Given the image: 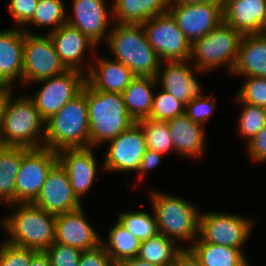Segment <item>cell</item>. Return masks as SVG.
<instances>
[{
  "label": "cell",
  "instance_id": "277c9868",
  "mask_svg": "<svg viewBox=\"0 0 266 266\" xmlns=\"http://www.w3.org/2000/svg\"><path fill=\"white\" fill-rule=\"evenodd\" d=\"M44 147L55 152L89 147L86 84L80 94L45 121Z\"/></svg>",
  "mask_w": 266,
  "mask_h": 266
},
{
  "label": "cell",
  "instance_id": "3957f363",
  "mask_svg": "<svg viewBox=\"0 0 266 266\" xmlns=\"http://www.w3.org/2000/svg\"><path fill=\"white\" fill-rule=\"evenodd\" d=\"M86 100L89 147L105 144L136 123L126 110L122 93L98 91L86 82Z\"/></svg>",
  "mask_w": 266,
  "mask_h": 266
},
{
  "label": "cell",
  "instance_id": "8d00e7d4",
  "mask_svg": "<svg viewBox=\"0 0 266 266\" xmlns=\"http://www.w3.org/2000/svg\"><path fill=\"white\" fill-rule=\"evenodd\" d=\"M246 81L236 97L244 103L266 108V77L243 76Z\"/></svg>",
  "mask_w": 266,
  "mask_h": 266
},
{
  "label": "cell",
  "instance_id": "7a4b0ae2",
  "mask_svg": "<svg viewBox=\"0 0 266 266\" xmlns=\"http://www.w3.org/2000/svg\"><path fill=\"white\" fill-rule=\"evenodd\" d=\"M114 23L106 41L113 58L134 76L156 78L161 60L149 44L143 25Z\"/></svg>",
  "mask_w": 266,
  "mask_h": 266
},
{
  "label": "cell",
  "instance_id": "7bdbcfd3",
  "mask_svg": "<svg viewBox=\"0 0 266 266\" xmlns=\"http://www.w3.org/2000/svg\"><path fill=\"white\" fill-rule=\"evenodd\" d=\"M248 156L256 163H266V126L247 142Z\"/></svg>",
  "mask_w": 266,
  "mask_h": 266
},
{
  "label": "cell",
  "instance_id": "7c38bea8",
  "mask_svg": "<svg viewBox=\"0 0 266 266\" xmlns=\"http://www.w3.org/2000/svg\"><path fill=\"white\" fill-rule=\"evenodd\" d=\"M57 162V152L49 148L29 149L22 157L16 178V203H33Z\"/></svg>",
  "mask_w": 266,
  "mask_h": 266
},
{
  "label": "cell",
  "instance_id": "6da1fadb",
  "mask_svg": "<svg viewBox=\"0 0 266 266\" xmlns=\"http://www.w3.org/2000/svg\"><path fill=\"white\" fill-rule=\"evenodd\" d=\"M10 216L2 218L1 225L8 233L7 243L45 251L55 242L56 216L33 203H15Z\"/></svg>",
  "mask_w": 266,
  "mask_h": 266
},
{
  "label": "cell",
  "instance_id": "8992f818",
  "mask_svg": "<svg viewBox=\"0 0 266 266\" xmlns=\"http://www.w3.org/2000/svg\"><path fill=\"white\" fill-rule=\"evenodd\" d=\"M148 192H150L152 210L156 217L159 233L176 242L183 241V244L189 242V246H186L189 248L198 238L201 212L182 197L156 190Z\"/></svg>",
  "mask_w": 266,
  "mask_h": 266
},
{
  "label": "cell",
  "instance_id": "1f68e13d",
  "mask_svg": "<svg viewBox=\"0 0 266 266\" xmlns=\"http://www.w3.org/2000/svg\"><path fill=\"white\" fill-rule=\"evenodd\" d=\"M117 221L140 241L159 234L155 214L146 211H124L119 214Z\"/></svg>",
  "mask_w": 266,
  "mask_h": 266
},
{
  "label": "cell",
  "instance_id": "52a82bcc",
  "mask_svg": "<svg viewBox=\"0 0 266 266\" xmlns=\"http://www.w3.org/2000/svg\"><path fill=\"white\" fill-rule=\"evenodd\" d=\"M242 36L239 31L222 21L212 31L191 44L189 60L201 73L216 70L224 65L229 73H232Z\"/></svg>",
  "mask_w": 266,
  "mask_h": 266
},
{
  "label": "cell",
  "instance_id": "ab89813d",
  "mask_svg": "<svg viewBox=\"0 0 266 266\" xmlns=\"http://www.w3.org/2000/svg\"><path fill=\"white\" fill-rule=\"evenodd\" d=\"M45 252L49 256L50 266H78L82 250L54 242Z\"/></svg>",
  "mask_w": 266,
  "mask_h": 266
},
{
  "label": "cell",
  "instance_id": "7dc6e473",
  "mask_svg": "<svg viewBox=\"0 0 266 266\" xmlns=\"http://www.w3.org/2000/svg\"><path fill=\"white\" fill-rule=\"evenodd\" d=\"M30 266H50L48 254L45 251H37L31 258Z\"/></svg>",
  "mask_w": 266,
  "mask_h": 266
},
{
  "label": "cell",
  "instance_id": "ac0fdd59",
  "mask_svg": "<svg viewBox=\"0 0 266 266\" xmlns=\"http://www.w3.org/2000/svg\"><path fill=\"white\" fill-rule=\"evenodd\" d=\"M48 35L52 39L56 52L65 68L67 70H77L87 75L91 64L88 62L89 65L86 66L84 55L87 49L96 53L97 45L79 29L68 23L62 24Z\"/></svg>",
  "mask_w": 266,
  "mask_h": 266
},
{
  "label": "cell",
  "instance_id": "816d5d0a",
  "mask_svg": "<svg viewBox=\"0 0 266 266\" xmlns=\"http://www.w3.org/2000/svg\"><path fill=\"white\" fill-rule=\"evenodd\" d=\"M263 34L266 35V22L265 25L263 26Z\"/></svg>",
  "mask_w": 266,
  "mask_h": 266
},
{
  "label": "cell",
  "instance_id": "9a60e30c",
  "mask_svg": "<svg viewBox=\"0 0 266 266\" xmlns=\"http://www.w3.org/2000/svg\"><path fill=\"white\" fill-rule=\"evenodd\" d=\"M168 12L191 44L223 21V9L212 3L170 5Z\"/></svg>",
  "mask_w": 266,
  "mask_h": 266
},
{
  "label": "cell",
  "instance_id": "83f0119b",
  "mask_svg": "<svg viewBox=\"0 0 266 266\" xmlns=\"http://www.w3.org/2000/svg\"><path fill=\"white\" fill-rule=\"evenodd\" d=\"M28 150L0 145V200L8 206L16 203V178L22 157Z\"/></svg>",
  "mask_w": 266,
  "mask_h": 266
},
{
  "label": "cell",
  "instance_id": "2e32d148",
  "mask_svg": "<svg viewBox=\"0 0 266 266\" xmlns=\"http://www.w3.org/2000/svg\"><path fill=\"white\" fill-rule=\"evenodd\" d=\"M105 0H73L72 16H67V23L79 29L97 46L107 41L110 20L113 22L112 9L108 11ZM108 30V31H107ZM99 44V45H98Z\"/></svg>",
  "mask_w": 266,
  "mask_h": 266
},
{
  "label": "cell",
  "instance_id": "c3c4849f",
  "mask_svg": "<svg viewBox=\"0 0 266 266\" xmlns=\"http://www.w3.org/2000/svg\"><path fill=\"white\" fill-rule=\"evenodd\" d=\"M115 266H158V265L152 264L150 262L141 260L138 257H135L119 261L115 264Z\"/></svg>",
  "mask_w": 266,
  "mask_h": 266
},
{
  "label": "cell",
  "instance_id": "d590c367",
  "mask_svg": "<svg viewBox=\"0 0 266 266\" xmlns=\"http://www.w3.org/2000/svg\"><path fill=\"white\" fill-rule=\"evenodd\" d=\"M186 106L165 90L154 92L149 119L168 121L185 114Z\"/></svg>",
  "mask_w": 266,
  "mask_h": 266
},
{
  "label": "cell",
  "instance_id": "4316f807",
  "mask_svg": "<svg viewBox=\"0 0 266 266\" xmlns=\"http://www.w3.org/2000/svg\"><path fill=\"white\" fill-rule=\"evenodd\" d=\"M158 83L155 77L135 76L122 92L127 112L136 121L150 116L154 89Z\"/></svg>",
  "mask_w": 266,
  "mask_h": 266
},
{
  "label": "cell",
  "instance_id": "f35d334b",
  "mask_svg": "<svg viewBox=\"0 0 266 266\" xmlns=\"http://www.w3.org/2000/svg\"><path fill=\"white\" fill-rule=\"evenodd\" d=\"M37 251L12 245L4 240L0 245V266H30L31 258Z\"/></svg>",
  "mask_w": 266,
  "mask_h": 266
},
{
  "label": "cell",
  "instance_id": "b9f144b4",
  "mask_svg": "<svg viewBox=\"0 0 266 266\" xmlns=\"http://www.w3.org/2000/svg\"><path fill=\"white\" fill-rule=\"evenodd\" d=\"M111 257L100 244L98 247L82 251L78 266H114Z\"/></svg>",
  "mask_w": 266,
  "mask_h": 266
},
{
  "label": "cell",
  "instance_id": "603a6c76",
  "mask_svg": "<svg viewBox=\"0 0 266 266\" xmlns=\"http://www.w3.org/2000/svg\"><path fill=\"white\" fill-rule=\"evenodd\" d=\"M172 136L174 152L186 158H200L206 152L203 125L193 122L186 114L167 121Z\"/></svg>",
  "mask_w": 266,
  "mask_h": 266
},
{
  "label": "cell",
  "instance_id": "4dcf8cb0",
  "mask_svg": "<svg viewBox=\"0 0 266 266\" xmlns=\"http://www.w3.org/2000/svg\"><path fill=\"white\" fill-rule=\"evenodd\" d=\"M101 245L105 248L114 264L119 261L135 258L138 255L141 241L127 231L118 221L107 233Z\"/></svg>",
  "mask_w": 266,
  "mask_h": 266
},
{
  "label": "cell",
  "instance_id": "8fae6325",
  "mask_svg": "<svg viewBox=\"0 0 266 266\" xmlns=\"http://www.w3.org/2000/svg\"><path fill=\"white\" fill-rule=\"evenodd\" d=\"M38 83L44 84L34 96L30 95L29 98L46 121L82 92L86 84V74L77 70H66L60 75Z\"/></svg>",
  "mask_w": 266,
  "mask_h": 266
},
{
  "label": "cell",
  "instance_id": "7402d4cb",
  "mask_svg": "<svg viewBox=\"0 0 266 266\" xmlns=\"http://www.w3.org/2000/svg\"><path fill=\"white\" fill-rule=\"evenodd\" d=\"M24 30L19 27L0 32V86L13 87L22 80Z\"/></svg>",
  "mask_w": 266,
  "mask_h": 266
},
{
  "label": "cell",
  "instance_id": "681fc988",
  "mask_svg": "<svg viewBox=\"0 0 266 266\" xmlns=\"http://www.w3.org/2000/svg\"><path fill=\"white\" fill-rule=\"evenodd\" d=\"M201 3V0H169V5H188Z\"/></svg>",
  "mask_w": 266,
  "mask_h": 266
},
{
  "label": "cell",
  "instance_id": "5bb4252c",
  "mask_svg": "<svg viewBox=\"0 0 266 266\" xmlns=\"http://www.w3.org/2000/svg\"><path fill=\"white\" fill-rule=\"evenodd\" d=\"M33 204L55 216L83 207L82 201L73 192L66 169L59 161L49 171Z\"/></svg>",
  "mask_w": 266,
  "mask_h": 266
},
{
  "label": "cell",
  "instance_id": "ee69618b",
  "mask_svg": "<svg viewBox=\"0 0 266 266\" xmlns=\"http://www.w3.org/2000/svg\"><path fill=\"white\" fill-rule=\"evenodd\" d=\"M162 156L164 155L151 149H147L144 152L138 171H137L138 178L140 181L143 180L145 174L148 171L152 170L153 168L155 169L156 166H158L161 163Z\"/></svg>",
  "mask_w": 266,
  "mask_h": 266
},
{
  "label": "cell",
  "instance_id": "f6af8a7d",
  "mask_svg": "<svg viewBox=\"0 0 266 266\" xmlns=\"http://www.w3.org/2000/svg\"><path fill=\"white\" fill-rule=\"evenodd\" d=\"M174 266H201V263L189 248H184L177 255Z\"/></svg>",
  "mask_w": 266,
  "mask_h": 266
},
{
  "label": "cell",
  "instance_id": "30bf717a",
  "mask_svg": "<svg viewBox=\"0 0 266 266\" xmlns=\"http://www.w3.org/2000/svg\"><path fill=\"white\" fill-rule=\"evenodd\" d=\"M147 39L161 62L190 58L191 43L169 13L155 15L143 24Z\"/></svg>",
  "mask_w": 266,
  "mask_h": 266
},
{
  "label": "cell",
  "instance_id": "f5cc1de1",
  "mask_svg": "<svg viewBox=\"0 0 266 266\" xmlns=\"http://www.w3.org/2000/svg\"><path fill=\"white\" fill-rule=\"evenodd\" d=\"M241 266H251L250 265V262H248V260L243 264V265H241Z\"/></svg>",
  "mask_w": 266,
  "mask_h": 266
},
{
  "label": "cell",
  "instance_id": "44dd1931",
  "mask_svg": "<svg viewBox=\"0 0 266 266\" xmlns=\"http://www.w3.org/2000/svg\"><path fill=\"white\" fill-rule=\"evenodd\" d=\"M223 21L242 35L263 34L266 0H226Z\"/></svg>",
  "mask_w": 266,
  "mask_h": 266
},
{
  "label": "cell",
  "instance_id": "d4e9b609",
  "mask_svg": "<svg viewBox=\"0 0 266 266\" xmlns=\"http://www.w3.org/2000/svg\"><path fill=\"white\" fill-rule=\"evenodd\" d=\"M231 75L266 77V35H243Z\"/></svg>",
  "mask_w": 266,
  "mask_h": 266
},
{
  "label": "cell",
  "instance_id": "5b68a950",
  "mask_svg": "<svg viewBox=\"0 0 266 266\" xmlns=\"http://www.w3.org/2000/svg\"><path fill=\"white\" fill-rule=\"evenodd\" d=\"M10 95L4 113L0 145L38 149L44 147L45 120L29 95Z\"/></svg>",
  "mask_w": 266,
  "mask_h": 266
},
{
  "label": "cell",
  "instance_id": "4fadbf2b",
  "mask_svg": "<svg viewBox=\"0 0 266 266\" xmlns=\"http://www.w3.org/2000/svg\"><path fill=\"white\" fill-rule=\"evenodd\" d=\"M102 171L137 173L144 152L147 150L144 132L136 122L116 138L107 142Z\"/></svg>",
  "mask_w": 266,
  "mask_h": 266
},
{
  "label": "cell",
  "instance_id": "d6a6232c",
  "mask_svg": "<svg viewBox=\"0 0 266 266\" xmlns=\"http://www.w3.org/2000/svg\"><path fill=\"white\" fill-rule=\"evenodd\" d=\"M66 5L62 0H38L33 19L28 23L36 27H52L48 32L55 31L67 23Z\"/></svg>",
  "mask_w": 266,
  "mask_h": 266
},
{
  "label": "cell",
  "instance_id": "bcb514c9",
  "mask_svg": "<svg viewBox=\"0 0 266 266\" xmlns=\"http://www.w3.org/2000/svg\"><path fill=\"white\" fill-rule=\"evenodd\" d=\"M13 90V87L10 86H0V136L4 126L5 108Z\"/></svg>",
  "mask_w": 266,
  "mask_h": 266
},
{
  "label": "cell",
  "instance_id": "836d02e7",
  "mask_svg": "<svg viewBox=\"0 0 266 266\" xmlns=\"http://www.w3.org/2000/svg\"><path fill=\"white\" fill-rule=\"evenodd\" d=\"M145 135L147 149L154 150L161 154L174 151L172 136L167 121H155L152 119H142L137 122Z\"/></svg>",
  "mask_w": 266,
  "mask_h": 266
},
{
  "label": "cell",
  "instance_id": "f907efd6",
  "mask_svg": "<svg viewBox=\"0 0 266 266\" xmlns=\"http://www.w3.org/2000/svg\"><path fill=\"white\" fill-rule=\"evenodd\" d=\"M201 2L215 4L221 9H224L226 5V0H201Z\"/></svg>",
  "mask_w": 266,
  "mask_h": 266
},
{
  "label": "cell",
  "instance_id": "f1b7e54d",
  "mask_svg": "<svg viewBox=\"0 0 266 266\" xmlns=\"http://www.w3.org/2000/svg\"><path fill=\"white\" fill-rule=\"evenodd\" d=\"M189 249L200 260L201 266H241L248 260L242 249L219 244L193 242Z\"/></svg>",
  "mask_w": 266,
  "mask_h": 266
},
{
  "label": "cell",
  "instance_id": "f546056e",
  "mask_svg": "<svg viewBox=\"0 0 266 266\" xmlns=\"http://www.w3.org/2000/svg\"><path fill=\"white\" fill-rule=\"evenodd\" d=\"M177 243L159 233L141 241L137 257L158 266H174L177 255L186 248L178 246Z\"/></svg>",
  "mask_w": 266,
  "mask_h": 266
},
{
  "label": "cell",
  "instance_id": "e575fe53",
  "mask_svg": "<svg viewBox=\"0 0 266 266\" xmlns=\"http://www.w3.org/2000/svg\"><path fill=\"white\" fill-rule=\"evenodd\" d=\"M236 100L242 105L237 122L238 134L248 142L266 126V108L241 102L237 97Z\"/></svg>",
  "mask_w": 266,
  "mask_h": 266
},
{
  "label": "cell",
  "instance_id": "e0dca14e",
  "mask_svg": "<svg viewBox=\"0 0 266 266\" xmlns=\"http://www.w3.org/2000/svg\"><path fill=\"white\" fill-rule=\"evenodd\" d=\"M189 61L188 59L183 61H166V63L165 61L164 63L161 62L156 76L157 83L161 86L160 88L170 93L185 106L202 89L200 82L196 79V73L201 74V72Z\"/></svg>",
  "mask_w": 266,
  "mask_h": 266
},
{
  "label": "cell",
  "instance_id": "484cf974",
  "mask_svg": "<svg viewBox=\"0 0 266 266\" xmlns=\"http://www.w3.org/2000/svg\"><path fill=\"white\" fill-rule=\"evenodd\" d=\"M169 0H114L113 21L122 24H143L155 15L168 12Z\"/></svg>",
  "mask_w": 266,
  "mask_h": 266
},
{
  "label": "cell",
  "instance_id": "ba28073f",
  "mask_svg": "<svg viewBox=\"0 0 266 266\" xmlns=\"http://www.w3.org/2000/svg\"><path fill=\"white\" fill-rule=\"evenodd\" d=\"M254 220L238 214L202 212L199 216L198 238L194 242H208L244 249Z\"/></svg>",
  "mask_w": 266,
  "mask_h": 266
},
{
  "label": "cell",
  "instance_id": "d6986e66",
  "mask_svg": "<svg viewBox=\"0 0 266 266\" xmlns=\"http://www.w3.org/2000/svg\"><path fill=\"white\" fill-rule=\"evenodd\" d=\"M92 148H67L57 152L58 161L66 169L73 192L80 201L91 189L100 169Z\"/></svg>",
  "mask_w": 266,
  "mask_h": 266
},
{
  "label": "cell",
  "instance_id": "cb8c5ba5",
  "mask_svg": "<svg viewBox=\"0 0 266 266\" xmlns=\"http://www.w3.org/2000/svg\"><path fill=\"white\" fill-rule=\"evenodd\" d=\"M95 58L96 64L91 63L86 75V82L95 90L122 93L135 77L132 71L118 60L106 57Z\"/></svg>",
  "mask_w": 266,
  "mask_h": 266
},
{
  "label": "cell",
  "instance_id": "74e56055",
  "mask_svg": "<svg viewBox=\"0 0 266 266\" xmlns=\"http://www.w3.org/2000/svg\"><path fill=\"white\" fill-rule=\"evenodd\" d=\"M216 98L212 95H202L200 92L193 98L185 108V114L195 123L205 126L206 121L210 118L216 108Z\"/></svg>",
  "mask_w": 266,
  "mask_h": 266
},
{
  "label": "cell",
  "instance_id": "9c48e42d",
  "mask_svg": "<svg viewBox=\"0 0 266 266\" xmlns=\"http://www.w3.org/2000/svg\"><path fill=\"white\" fill-rule=\"evenodd\" d=\"M24 30L22 83L30 84L64 73L62 64L50 36Z\"/></svg>",
  "mask_w": 266,
  "mask_h": 266
},
{
  "label": "cell",
  "instance_id": "60d3db41",
  "mask_svg": "<svg viewBox=\"0 0 266 266\" xmlns=\"http://www.w3.org/2000/svg\"><path fill=\"white\" fill-rule=\"evenodd\" d=\"M37 3L38 0H10L8 11L21 29L23 27L25 29L24 24H28L33 19Z\"/></svg>",
  "mask_w": 266,
  "mask_h": 266
},
{
  "label": "cell",
  "instance_id": "ffe728a7",
  "mask_svg": "<svg viewBox=\"0 0 266 266\" xmlns=\"http://www.w3.org/2000/svg\"><path fill=\"white\" fill-rule=\"evenodd\" d=\"M83 208L56 215L55 242L78 248L91 250L101 244L102 237L92 227Z\"/></svg>",
  "mask_w": 266,
  "mask_h": 266
}]
</instances>
